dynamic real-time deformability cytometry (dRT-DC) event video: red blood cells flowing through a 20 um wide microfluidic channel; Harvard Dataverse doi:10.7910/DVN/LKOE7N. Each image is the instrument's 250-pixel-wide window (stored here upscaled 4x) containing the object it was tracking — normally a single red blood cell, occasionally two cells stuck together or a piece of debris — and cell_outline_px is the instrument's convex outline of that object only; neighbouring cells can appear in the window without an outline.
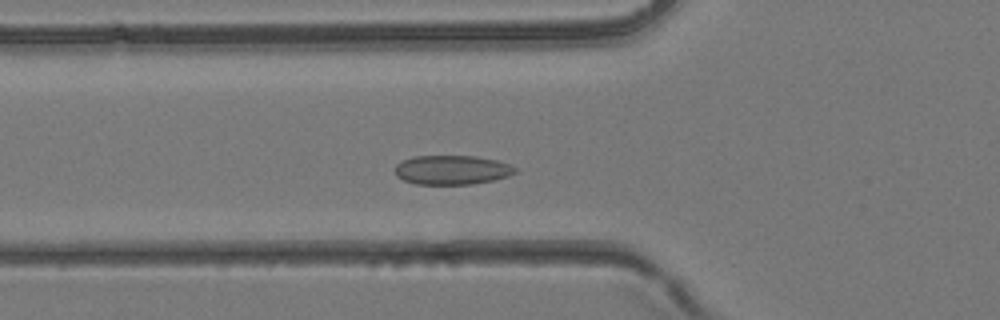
{"species": "common noctule bat (a hibernating species)", "species_latin": "Nyctalus noctula", "temperature_condition": "room temperature", "stored_images_in_passage": 33, "camera_frame_rate_fps": 3000, "um_per_image_px": 0.085, "animal": {"sex": "female", "body_mass_g": 24.6, "forearm_length_mm": 56.2}, "frame": {"image": 1, "passage_image": 10, "time_ms": 3.0, "image_size_px": [1000, 320], "cell_outline_px": [[516, 172], [508, 176], [492, 180], [472, 184], [416, 184], [404, 180], [396, 176], [396, 164], [412, 156], [476, 156], [496, 160], [508, 164], [516, 168]], "centroid_in_image_um": [38.4, 14.44], "position_along_channel_um": 87.4, "area_um2": 20.35}}
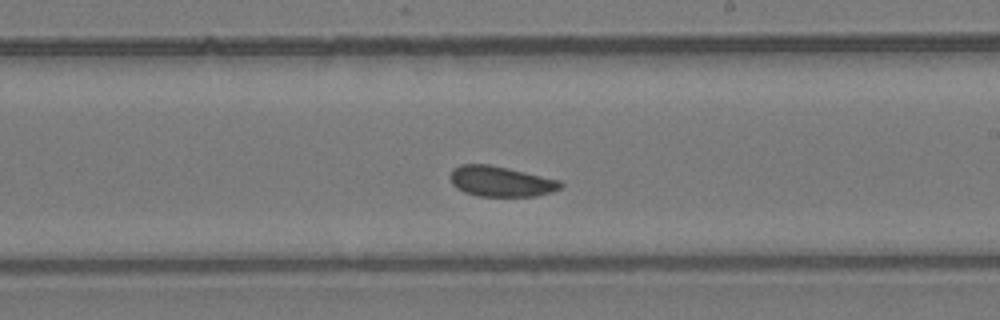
{"frame": {"image": 2, "passage_image": 20, "time_ms": 6.333, "image_size_px": [1000, 320], "cell_outline_px": [[564, 184], [560, 188], [552, 192], [536, 196], [476, 196], [464, 192], [456, 188], [452, 184], [452, 168], [460, 164], [488, 164], [508, 168], [560, 180]], "centroid_in_image_um": [42.57, 15.42], "position_along_channel_um": 246.4, "area_um2": 19.54}}
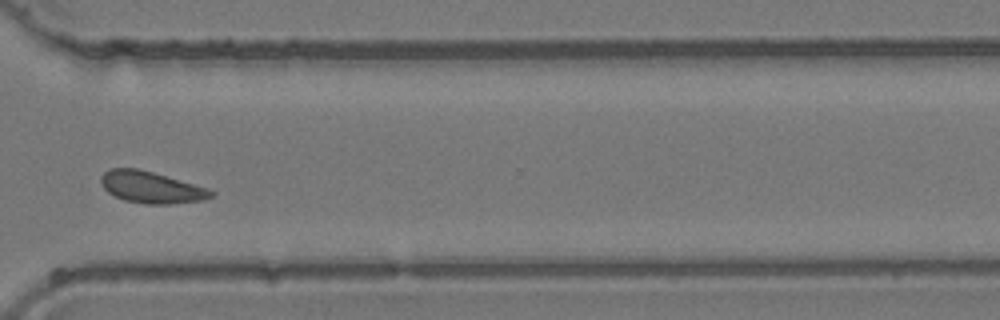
{"frame": {"image": 3, "passage_image": 27, "time_ms": 8.667, "image_size_px": [1000, 320], "cell_outline_px": [[216, 192], [212, 196], [204, 200], [172, 204], [144, 204], [124, 200], [108, 192], [100, 184], [100, 176], [108, 168], [136, 168], [152, 172], [208, 188]], "centroid_in_image_um": [12.84, 15.92], "position_along_channel_um": 357.8, "area_um2": 20.35}}